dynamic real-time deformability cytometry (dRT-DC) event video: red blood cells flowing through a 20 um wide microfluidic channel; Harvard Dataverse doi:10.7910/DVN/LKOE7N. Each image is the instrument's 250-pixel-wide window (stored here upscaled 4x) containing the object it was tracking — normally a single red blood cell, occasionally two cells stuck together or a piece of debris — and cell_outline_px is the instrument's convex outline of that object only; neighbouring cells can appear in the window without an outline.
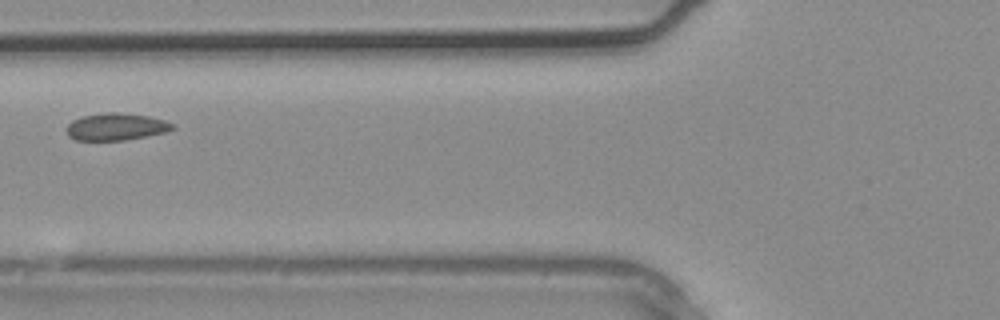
{"species": "common noctule bat (a hibernating species)", "species_latin": "Nyctalus noctula", "temperature_condition": "warm", "stored_images_in_passage": 4, "camera_frame_rate_fps": 3000, "um_per_image_px": 0.085, "animal": {"sex": "male", "body_mass_g": 20.4}, "frame": {"image": 1, "passage_image": 4, "time_ms": 1.0, "image_size_px": [1000, 320], "cell_outline_px": [[176, 128], [164, 132], [124, 140], [76, 140], [68, 136], [64, 128], [72, 120], [84, 116], [108, 112], [116, 112], [148, 116], [164, 120], [176, 124]], "centroid_in_image_um": [9.84, 10.77], "position_along_channel_um": 116.0, "area_um2": 16.7}}